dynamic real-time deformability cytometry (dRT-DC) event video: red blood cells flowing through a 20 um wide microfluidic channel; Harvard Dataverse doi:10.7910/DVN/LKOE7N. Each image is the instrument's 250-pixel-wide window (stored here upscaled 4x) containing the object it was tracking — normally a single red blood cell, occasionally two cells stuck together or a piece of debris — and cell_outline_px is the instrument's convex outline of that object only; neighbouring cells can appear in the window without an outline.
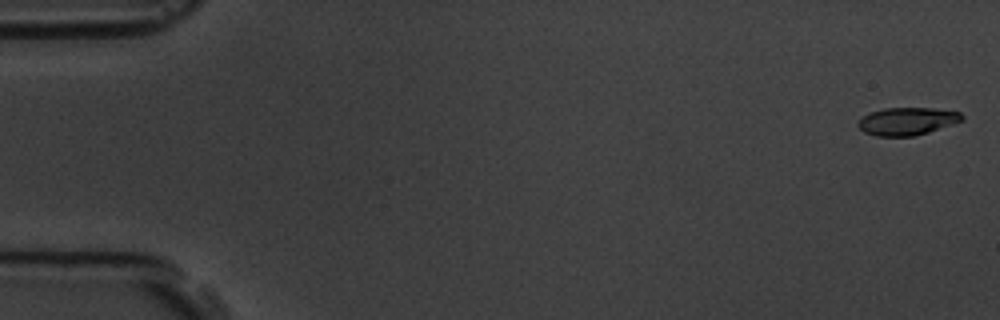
{"species": "common noctule bat (a hibernating species)", "species_latin": "Nyctalus noctula", "temperature_condition": "room temperature", "stored_images_in_passage": 5, "camera_frame_rate_fps": 3000, "um_per_image_px": 0.085, "animal": {"sex": "male", "body_mass_g": 19.5, "forearm_length_mm": 54.6}, "frame": {"image": 1, "passage_image": 1, "time_ms": 0.0, "image_size_px": [1000, 320], "cell_outline_px": [[964, 120], [928, 132], [912, 136], [876, 136], [864, 132], [856, 124], [864, 116], [872, 112], [884, 108], [932, 108], [960, 112], [964, 116]], "centroid_in_image_um": [77.12, 10.3], "position_along_channel_um": 7.9, "area_um2": 16.59}}
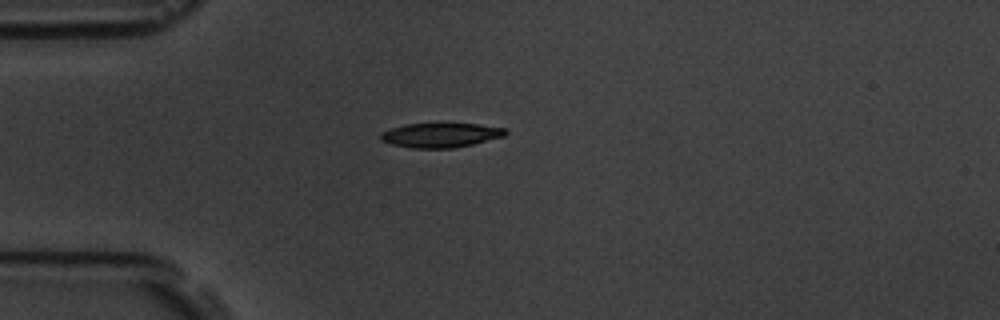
{"frame": {"image": 2, "passage_image": 5, "time_ms": 4.667, "image_size_px": [1000, 320], "cell_outline_px": [[508, 132], [504, 136], [472, 144], [452, 148], [412, 148], [392, 144], [380, 140], [380, 132], [388, 128], [404, 124], [476, 124], [508, 128]], "centroid_in_image_um": [37.43, 11.48], "position_along_channel_um": 47.6, "area_um2": 17.8}}